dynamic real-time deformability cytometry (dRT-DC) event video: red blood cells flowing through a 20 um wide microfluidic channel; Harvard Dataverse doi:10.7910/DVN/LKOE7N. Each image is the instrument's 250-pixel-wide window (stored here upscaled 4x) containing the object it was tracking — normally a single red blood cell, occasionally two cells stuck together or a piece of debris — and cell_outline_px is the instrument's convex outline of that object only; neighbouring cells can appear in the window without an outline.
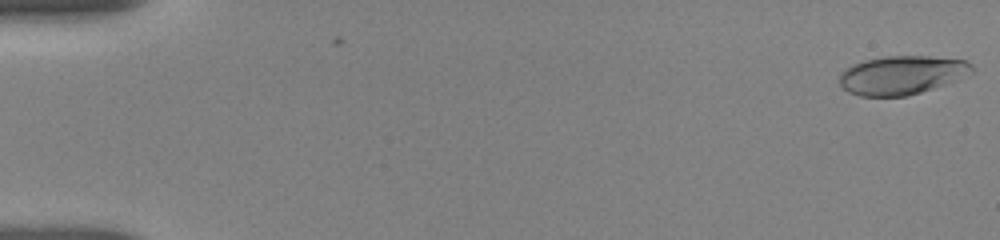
{"species": "human", "species_latin": "Homo sapiens", "temperature_condition": "room temperature", "stored_images_in_passage": 29, "camera_frame_rate_fps": 3000, "um_per_image_px": 0.085, "donor": {"sex": "female"}, "frame": {"image": 1, "passage_image": 1, "time_ms": 0.0, "image_size_px": [1000, 240], "cell_outline_px": [[972, 72], [956, 80], [908, 96], [860, 96], [848, 92], [840, 84], [840, 72], [844, 68], [852, 64], [864, 60], [884, 56], [928, 56], [964, 60], [972, 64]], "centroid_in_image_um": [76.61, 6.37], "position_along_channel_um": 8.4, "area_um2": 29.77}}
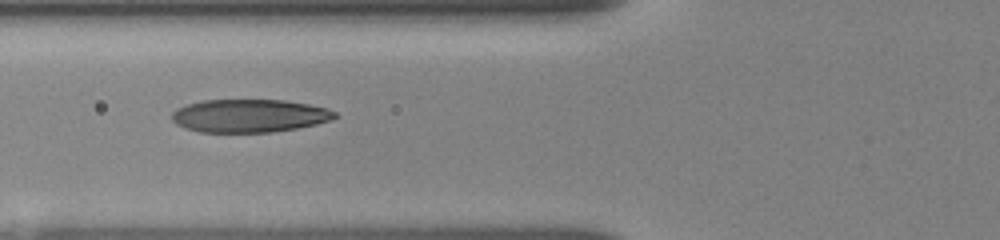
{"frame": {"image": 2, "passage_image": 16, "time_ms": 6.667, "image_size_px": [1000, 240], "cell_outline_px": [[336, 116], [332, 120], [316, 124], [296, 128], [272, 132], [200, 132], [184, 128], [176, 124], [172, 120], [172, 112], [176, 108], [188, 104], [204, 100], [284, 100], [308, 104], [328, 108], [336, 112]], "centroid_in_image_um": [21.18, 9.84], "position_along_channel_um": 104.6, "area_um2": 31.44}}
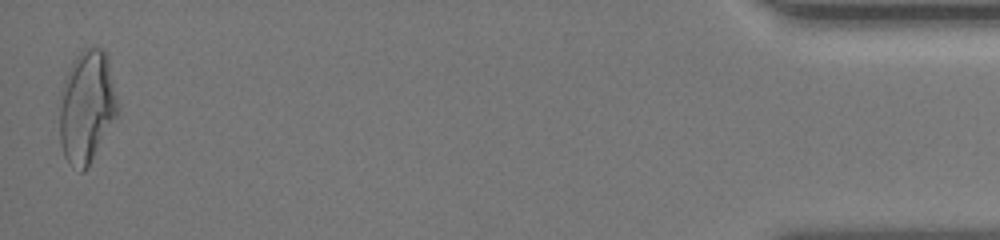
{"frame": {"image": 3, "passage_image": 29, "time_ms": 17.333, "image_size_px": [1000, 240], "cell_outline_px": [[116, 116], [84, 172], [80, 172], [68, 164], [64, 156], [60, 144], [56, 104], [64, 80], [76, 56], [84, 48], [104, 48], [108, 56], [116, 100]], "centroid_in_image_um": [7.29, 9.09], "position_along_channel_um": 427.9, "area_um2": 38.21}, "authors_computed_cell_mechanics": {"area_um2": 32.2524, "velocity_mm_per_s": 3.8167, "shape_relaxation_time_tau1_ms": 4.1144, "shape_relaxation_time_tau2_ms": 0.8084, "deformation_change_tau1": 0.1965, "deformation_change_tau2": 0.0698}}